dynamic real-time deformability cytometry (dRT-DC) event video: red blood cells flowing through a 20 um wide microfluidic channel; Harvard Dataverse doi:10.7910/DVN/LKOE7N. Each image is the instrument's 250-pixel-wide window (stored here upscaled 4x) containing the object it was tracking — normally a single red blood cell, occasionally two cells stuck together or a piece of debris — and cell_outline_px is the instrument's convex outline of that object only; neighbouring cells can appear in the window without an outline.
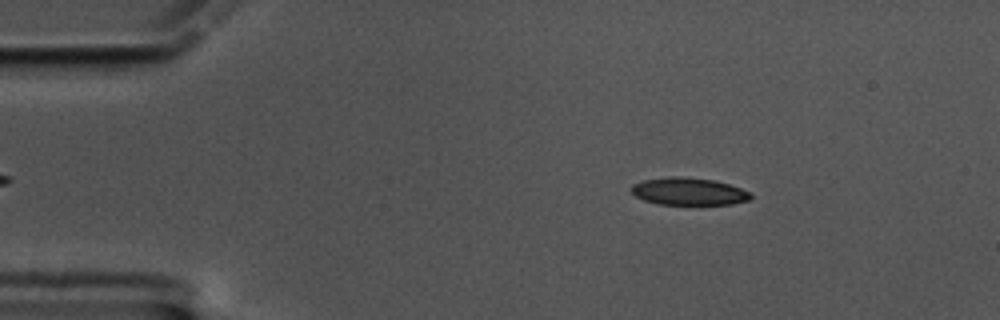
{"species": "common noctule bat (a hibernating species)", "species_latin": "Nyctalus noctula", "temperature_condition": "cold", "stored_images_in_passage": 27, "camera_frame_rate_fps": 3000, "um_per_image_px": 0.085, "animal": {"sex": "male", "body_mass_g": 17.5, "forearm_length_mm": 52.3}, "frame": {"image": 1, "passage_image": 9, "time_ms": 2.667, "image_size_px": [1000, 320], "cell_outline_px": [[752, 196], [748, 200], [732, 204], [660, 204], [644, 200], [636, 196], [628, 188], [632, 184], [644, 180], [672, 176], [680, 176], [716, 180], [752, 192]], "centroid_in_image_um": [58.53, 16.26], "position_along_channel_um": 26.5, "area_um2": 19.07}}
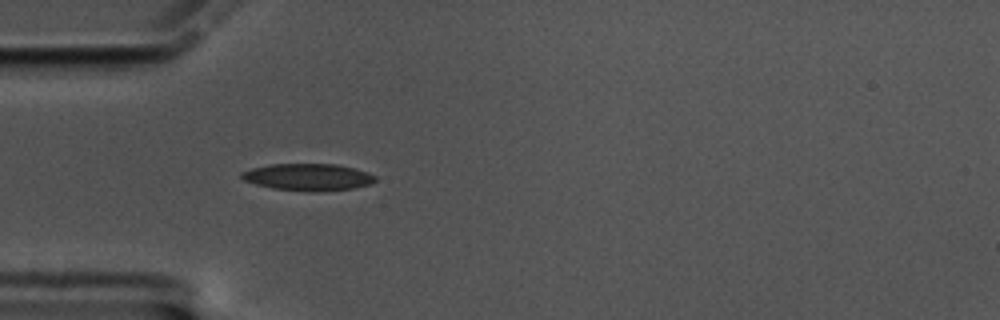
{"frame": {"image": 2, "passage_image": 17, "time_ms": 5.333, "image_size_px": [1000, 320], "cell_outline_px": [[376, 180], [372, 184], [352, 188], [316, 192], [308, 192], [272, 188], [256, 184], [244, 180], [240, 176], [240, 172], [252, 168], [272, 164], [336, 164], [356, 168], [368, 172], [376, 176]], "centroid_in_image_um": [26.21, 15.05], "position_along_channel_um": 58.8, "area_um2": 21.15}}